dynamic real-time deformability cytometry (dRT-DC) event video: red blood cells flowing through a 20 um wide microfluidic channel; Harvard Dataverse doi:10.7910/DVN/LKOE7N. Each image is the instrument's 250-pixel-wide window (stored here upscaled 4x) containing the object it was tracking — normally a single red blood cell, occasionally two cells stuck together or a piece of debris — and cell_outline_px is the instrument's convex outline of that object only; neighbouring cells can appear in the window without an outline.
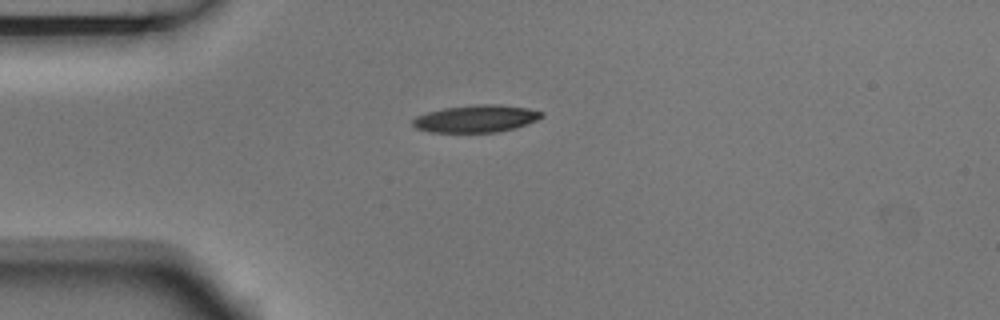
{"species": "Egyptian fruit bat (a non-hibernating species)", "species_latin": "Rousettus aegyptiacus", "temperature_condition": "room temperature", "stored_images_in_passage": 6, "camera_frame_rate_fps": 3000, "um_per_image_px": 0.085, "animal": {"sex": "male"}, "frame": {"image": 1, "passage_image": 1, "time_ms": 0.0, "image_size_px": [1000, 320], "cell_outline_px": [[544, 116], [528, 124], [516, 128], [496, 132], [428, 132], [416, 128], [412, 124], [412, 120], [416, 116], [428, 112], [444, 108], [480, 104], [496, 104], [528, 108], [544, 112]], "centroid_in_image_um": [40.48, 10.09], "position_along_channel_um": 44.5, "area_um2": 20.52}}
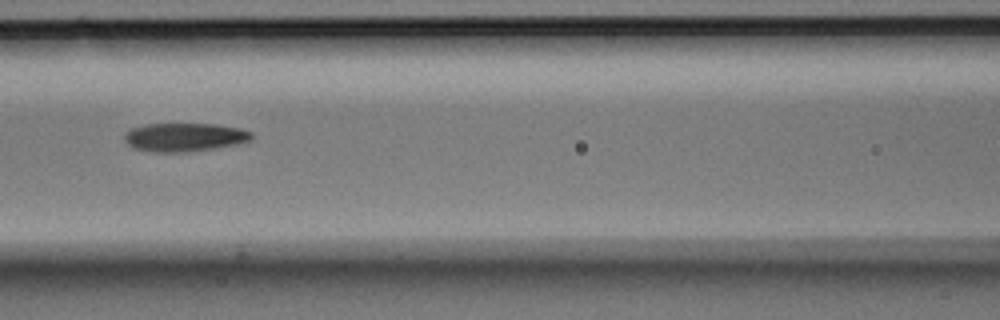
{"frame": {"image": 2, "passage_image": 4, "time_ms": 1.0, "image_size_px": [1000, 320], "cell_outline_px": [[252, 140], [236, 144], [212, 148], [184, 152], [156, 152], [136, 148], [128, 144], [124, 140], [124, 132], [132, 128], [144, 124], [216, 124], [240, 128], [252, 132]], "centroid_in_image_um": [15.67, 11.65], "position_along_channel_um": 150.9, "area_um2": 20.98}}
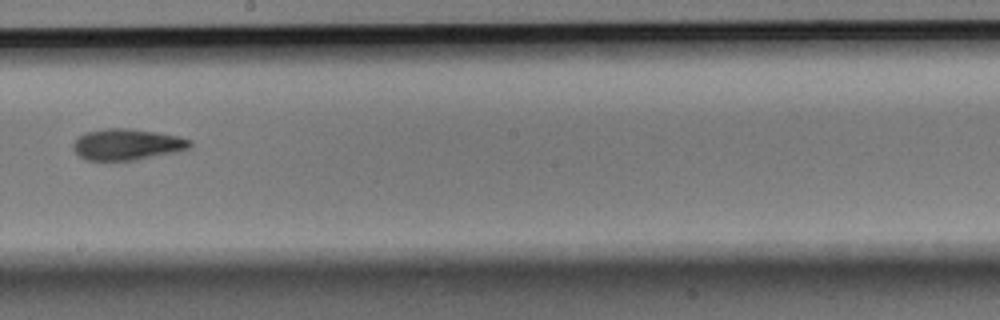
{"frame": {"image": 3, "passage_image": 6, "time_ms": 1.667, "image_size_px": [1000, 320], "cell_outline_px": [[192, 144], [188, 148], [180, 152], [136, 160], [84, 160], [72, 148], [72, 144], [84, 132], [108, 128], [128, 128], [156, 132], [180, 136], [192, 140]], "centroid_in_image_um": [10.83, 12.28], "position_along_channel_um": 237.4, "area_um2": 21.44}}